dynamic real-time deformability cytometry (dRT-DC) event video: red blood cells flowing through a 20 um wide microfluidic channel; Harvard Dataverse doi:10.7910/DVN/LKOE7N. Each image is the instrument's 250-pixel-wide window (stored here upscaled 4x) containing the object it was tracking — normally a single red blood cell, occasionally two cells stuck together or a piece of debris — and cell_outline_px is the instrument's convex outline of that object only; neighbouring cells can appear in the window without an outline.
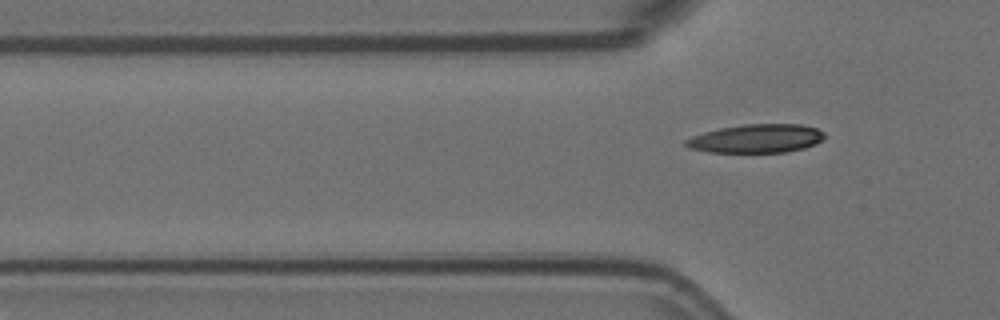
{"species": "Egyptian fruit bat (a non-hibernating species)", "species_latin": "Rousettus aegyptiacus", "temperature_condition": "room temperature", "stored_images_in_passage": 2, "camera_frame_rate_fps": 3000, "um_per_image_px": 0.085, "animal": {"sex": "female"}, "frame": {"image": 1, "passage_image": 2, "time_ms": 0.333, "image_size_px": [1000, 320], "cell_outline_px": [[824, 140], [816, 144], [804, 148], [788, 152], [708, 152], [688, 148], [684, 144], [684, 140], [692, 136], [704, 132], [720, 128], [744, 124], [800, 124], [816, 128], [824, 132]], "centroid_in_image_um": [64.29, 11.78], "position_along_channel_um": 61.5, "area_um2": 23.24}}